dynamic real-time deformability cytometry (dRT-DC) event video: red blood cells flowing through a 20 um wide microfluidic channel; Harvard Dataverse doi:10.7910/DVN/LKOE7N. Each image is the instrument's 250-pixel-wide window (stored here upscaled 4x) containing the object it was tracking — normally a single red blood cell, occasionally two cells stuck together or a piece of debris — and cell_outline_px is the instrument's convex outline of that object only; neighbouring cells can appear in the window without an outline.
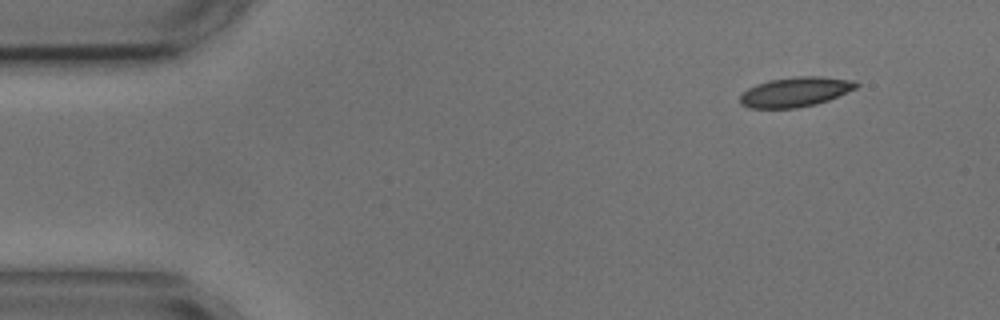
{"species": "common noctule bat (a hibernating species)", "species_latin": "Nyctalus noctula", "temperature_condition": "cold", "stored_images_in_passage": 12, "camera_frame_rate_fps": 3000, "um_per_image_px": 0.085, "animal": {"sex": "male", "body_mass_g": 17.9, "forearm_length_mm": 54.2}, "frame": {"image": 1, "passage_image": 1, "time_ms": 0.0, "image_size_px": [1000, 320], "cell_outline_px": [[860, 84], [856, 88], [828, 100], [816, 104], [796, 108], [748, 108], [740, 104], [740, 96], [748, 88], [756, 84], [768, 80], [796, 76], [820, 76], [856, 80]], "centroid_in_image_um": [67.61, 7.8], "position_along_channel_um": 17.4, "area_um2": 20.23}}